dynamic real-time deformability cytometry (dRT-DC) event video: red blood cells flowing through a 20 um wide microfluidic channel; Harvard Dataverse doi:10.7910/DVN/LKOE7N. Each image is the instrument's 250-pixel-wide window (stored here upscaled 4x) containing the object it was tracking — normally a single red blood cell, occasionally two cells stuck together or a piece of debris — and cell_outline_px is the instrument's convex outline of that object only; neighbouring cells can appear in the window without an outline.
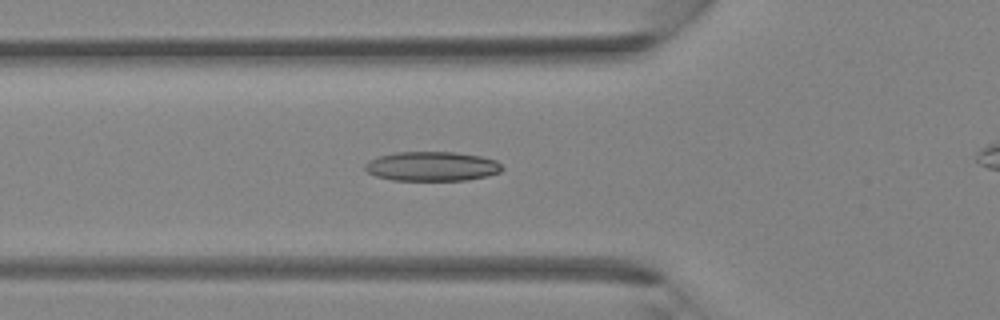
{"species": "Egyptian fruit bat (a non-hibernating species)", "species_latin": "Rousettus aegyptiacus", "temperature_condition": "room temperature", "stored_images_in_passage": 35, "camera_frame_rate_fps": 3000, "um_per_image_px": 0.085, "animal": {"sex": "female"}, "frame": {"image": 1, "passage_image": 14, "time_ms": 4.333, "image_size_px": [1000, 320], "cell_outline_px": [[504, 168], [500, 172], [488, 176], [468, 180], [392, 180], [376, 176], [368, 172], [364, 168], [364, 164], [368, 160], [380, 156], [396, 152], [452, 152], [480, 156], [496, 160]], "centroid_in_image_um": [36.72, 14.14], "position_along_channel_um": 89.1, "area_um2": 23.52}}
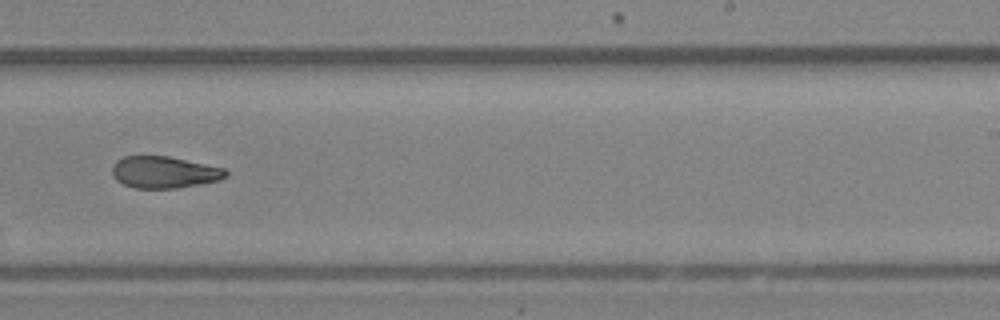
{"frame": {"image": 2, "passage_image": 25, "time_ms": 8.0, "image_size_px": [1000, 320], "cell_outline_px": [[228, 176], [220, 180], [176, 188], [136, 188], [124, 184], [116, 180], [112, 176], [112, 164], [116, 160], [124, 156], [168, 156], [224, 168], [228, 172]], "centroid_in_image_um": [13.93, 14.63], "position_along_channel_um": 275.1, "area_um2": 21.04}}
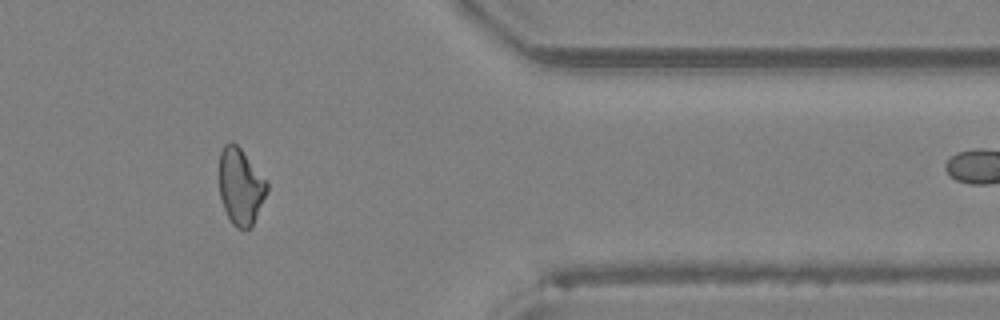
{"frame": {"image": 3, "passage_image": 33, "time_ms": 10.667, "image_size_px": [1000, 320], "cell_outline_px": [[268, 192], [252, 224], [248, 228], [236, 228], [232, 224], [224, 208], [220, 196], [220, 152], [224, 144], [228, 140], [232, 140], [240, 148], [268, 184]], "centroid_in_image_um": [20.43, 15.83], "position_along_channel_um": 391.0, "area_um2": 20.87}}